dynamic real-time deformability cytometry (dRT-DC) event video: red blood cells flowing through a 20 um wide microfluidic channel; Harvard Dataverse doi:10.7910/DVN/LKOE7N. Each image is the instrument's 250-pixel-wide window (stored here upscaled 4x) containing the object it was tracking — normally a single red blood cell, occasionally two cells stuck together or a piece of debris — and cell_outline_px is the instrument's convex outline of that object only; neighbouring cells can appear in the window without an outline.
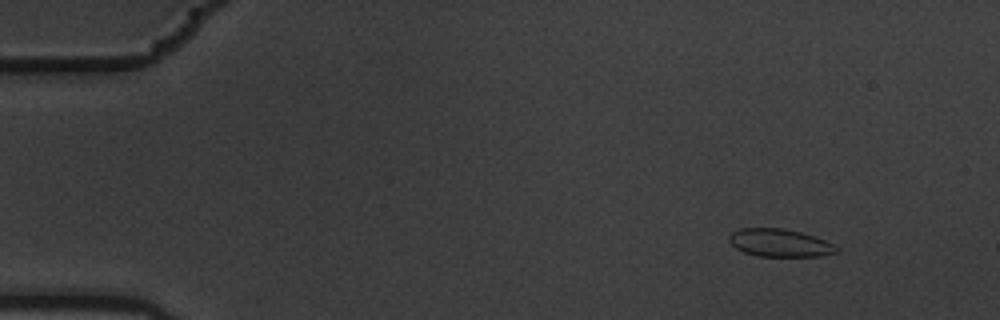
{"species": "common noctule bat (a hibernating species)", "species_latin": "Nyctalus noctula", "temperature_condition": "warm", "stored_images_in_passage": 13, "camera_frame_rate_fps": 3000, "um_per_image_px": 0.085, "animal": {"sex": "male", "body_mass_g": 19.5, "forearm_length_mm": 54.6}, "frame": {"image": 1, "passage_image": 2, "time_ms": 0.333, "image_size_px": [1000, 320], "cell_outline_px": [[840, 252], [820, 256], [756, 256], [744, 252], [736, 248], [728, 240], [728, 236], [732, 232], [740, 228], [784, 228], [800, 232], [824, 240], [840, 248]], "centroid_in_image_um": [66.27, 20.65], "position_along_channel_um": 18.7, "area_um2": 17.4}}
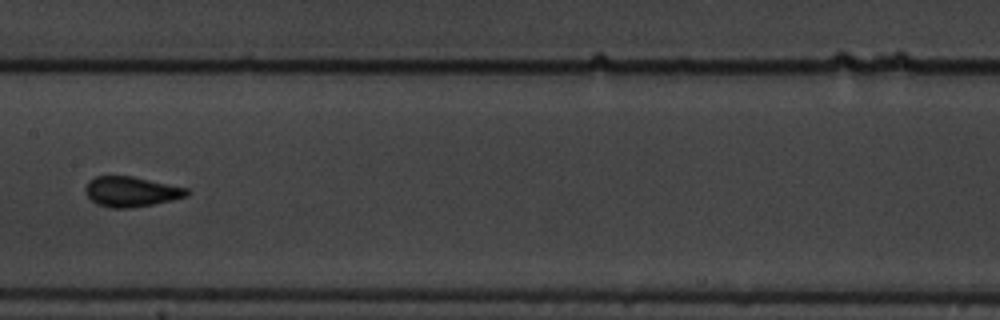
{"frame": {"image": 2, "passage_image": 8, "time_ms": 2.333, "image_size_px": [1000, 320], "cell_outline_px": [[192, 192], [188, 196], [172, 200], [152, 204], [128, 208], [108, 208], [96, 204], [84, 192], [84, 188], [88, 180], [96, 176], [132, 176], [188, 188]], "centroid_in_image_um": [11.14, 16.29], "position_along_channel_um": 196.3, "area_um2": 17.98}}
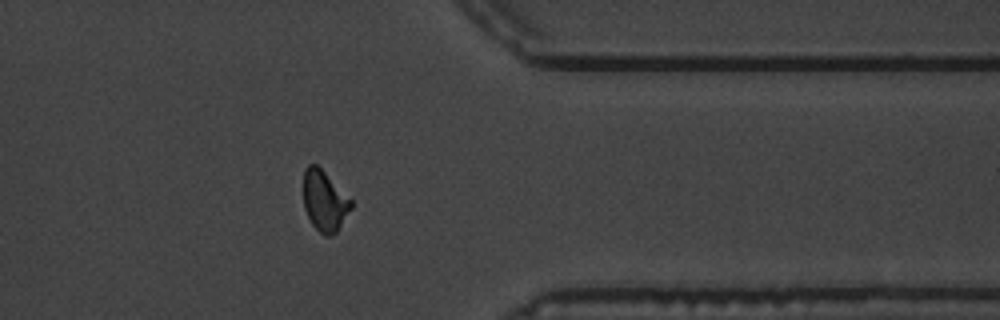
{"frame": {"image": 3, "passage_image": 13, "time_ms": 4.0, "image_size_px": [1000, 320], "cell_outline_px": [[352, 208], [336, 232], [332, 236], [324, 236], [312, 224], [304, 208], [304, 168], [308, 164], [316, 164], [352, 200]], "centroid_in_image_um": [27.58, 17.09], "position_along_channel_um": 383.8, "area_um2": 16.65}}